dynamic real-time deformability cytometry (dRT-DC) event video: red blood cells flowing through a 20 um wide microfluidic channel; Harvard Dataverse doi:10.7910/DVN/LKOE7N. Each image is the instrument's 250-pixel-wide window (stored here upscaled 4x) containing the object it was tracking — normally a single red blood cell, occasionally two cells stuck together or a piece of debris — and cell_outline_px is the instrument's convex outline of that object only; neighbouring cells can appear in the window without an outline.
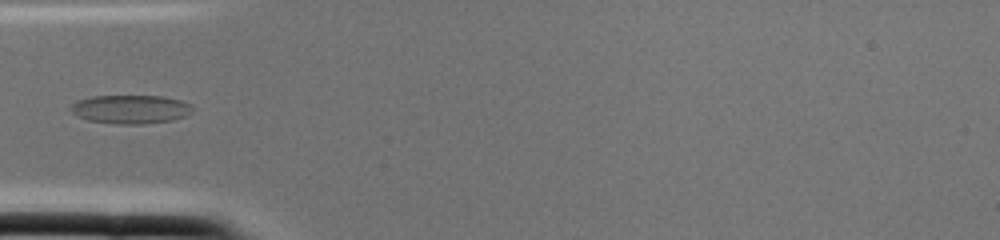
{"species": "common noctule bat (a hibernating species)", "species_latin": "Nyctalus noctula", "temperature_condition": "cold", "stored_images_in_passage": 2, "camera_frame_rate_fps": 3000, "um_per_image_px": 0.085, "animal": {"sex": "female", "body_mass_g": 22.0, "forearm_length_mm": 56.7}, "frame": {"image": 1, "passage_image": 2, "time_ms": 0.333, "image_size_px": [1000, 240], "cell_outline_px": [[192, 108], [184, 116], [172, 120], [140, 124], [120, 124], [88, 120], [72, 112], [68, 108], [76, 100], [92, 96], [164, 96], [180, 100], [188, 104]], "centroid_in_image_um": [11.04, 9.27], "position_along_channel_um": 74.0, "area_um2": 20.06}}